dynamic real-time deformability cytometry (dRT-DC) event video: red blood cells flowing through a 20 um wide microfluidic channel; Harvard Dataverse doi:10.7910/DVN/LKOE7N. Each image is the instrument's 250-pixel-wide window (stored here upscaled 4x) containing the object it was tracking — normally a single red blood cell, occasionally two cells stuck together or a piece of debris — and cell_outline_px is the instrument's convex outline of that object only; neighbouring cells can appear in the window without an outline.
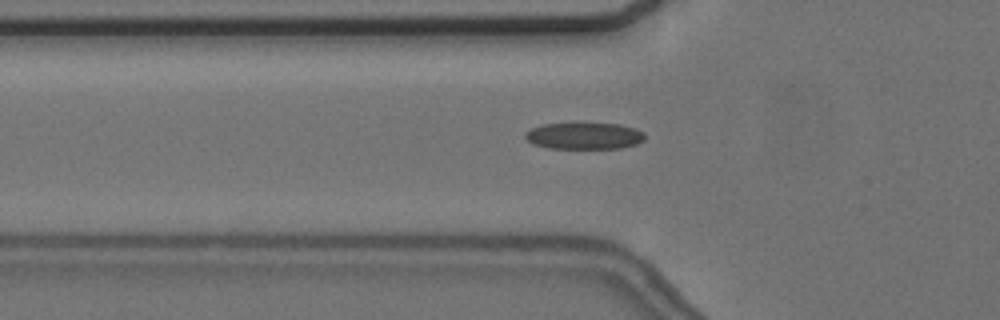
{"species": "common noctule bat (a hibernating species)", "species_latin": "Nyctalus noctula", "temperature_condition": "cold", "stored_images_in_passage": 50, "camera_frame_rate_fps": 3000, "um_per_image_px": 0.085, "animal": {"sex": "female", "body_mass_g": 24.6, "forearm_length_mm": 56.2}, "frame": {"image": 1, "passage_image": 13, "time_ms": 4.0, "image_size_px": [1000, 320], "cell_outline_px": [[644, 140], [636, 144], [620, 148], [548, 148], [532, 144], [524, 136], [524, 132], [532, 128], [544, 124], [576, 120], [580, 120], [620, 124], [636, 128], [644, 132]], "centroid_in_image_um": [49.64, 11.49], "position_along_channel_um": 76.2, "area_um2": 19.59}}
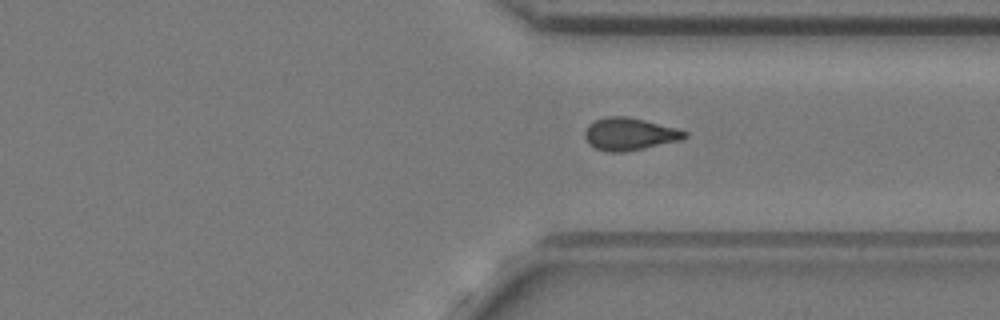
{"frame": {"image": 2, "passage_image": 36, "time_ms": 11.667, "image_size_px": [1000, 320], "cell_outline_px": [[688, 136], [680, 140], [644, 148], [624, 152], [608, 152], [596, 148], [588, 144], [584, 136], [584, 132], [588, 124], [604, 116], [628, 116], [676, 128], [688, 132]], "centroid_in_image_um": [53.48, 11.39], "position_along_channel_um": 357.9, "area_um2": 18.9}}
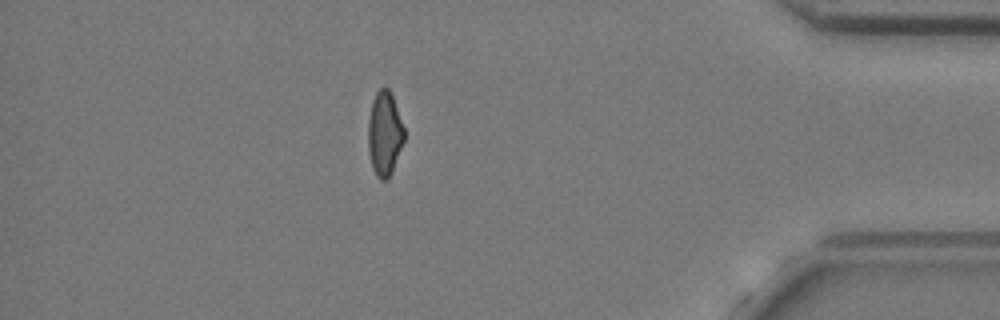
{"frame": {"image": 3, "passage_image": 43, "time_ms": 14.0, "image_size_px": [1000, 320], "cell_outline_px": [[404, 140], [392, 172], [388, 180], [380, 180], [376, 176], [372, 168], [368, 152], [368, 120], [372, 100], [376, 92], [380, 88], [388, 88], [392, 92], [404, 128]], "centroid_in_image_um": [32.68, 11.36], "position_along_channel_um": 402.5, "area_um2": 17.98}, "authors_computed_cell_mechanics": {"area_um2": 18.6694, "velocity_mm_per_s": 3.6714, "shape_relaxation_time_tau1_ms": null, "shape_relaxation_time_tau2_ms": 2.5487, "deformation_change_tau1": null, "deformation_change_tau2": 0.0854}}